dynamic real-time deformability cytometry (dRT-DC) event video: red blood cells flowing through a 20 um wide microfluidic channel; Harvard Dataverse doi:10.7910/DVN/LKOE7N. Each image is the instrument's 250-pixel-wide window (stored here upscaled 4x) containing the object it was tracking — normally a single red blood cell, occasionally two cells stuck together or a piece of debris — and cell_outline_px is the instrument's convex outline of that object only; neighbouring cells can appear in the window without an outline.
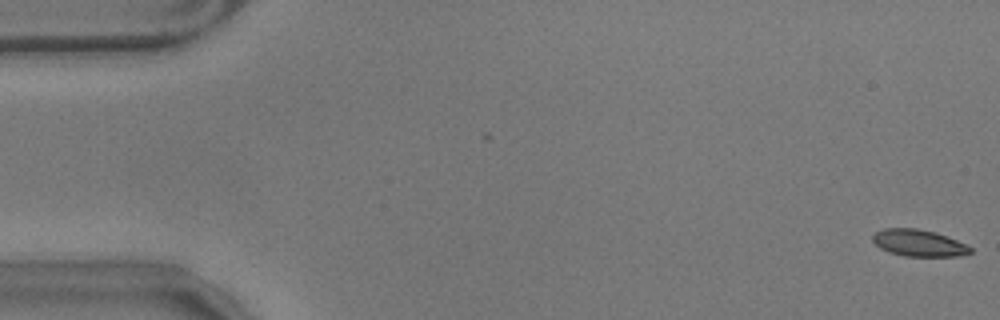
{"species": "common noctule bat (a hibernating species)", "species_latin": "Nyctalus noctula", "temperature_condition": "warm", "stored_images_in_passage": 11, "camera_frame_rate_fps": 3000, "um_per_image_px": 0.085, "animal": {"sex": "male", "body_mass_g": 17.9}, "frame": {"image": 1, "passage_image": 1, "time_ms": 0.0, "image_size_px": [1000, 320], "cell_outline_px": [[972, 252], [960, 256], [904, 256], [888, 252], [880, 248], [872, 240], [872, 236], [876, 232], [884, 228], [916, 228], [936, 232], [956, 240], [972, 248]], "centroid_in_image_um": [78.07, 20.65], "position_along_channel_um": 6.9, "area_um2": 15.2}}